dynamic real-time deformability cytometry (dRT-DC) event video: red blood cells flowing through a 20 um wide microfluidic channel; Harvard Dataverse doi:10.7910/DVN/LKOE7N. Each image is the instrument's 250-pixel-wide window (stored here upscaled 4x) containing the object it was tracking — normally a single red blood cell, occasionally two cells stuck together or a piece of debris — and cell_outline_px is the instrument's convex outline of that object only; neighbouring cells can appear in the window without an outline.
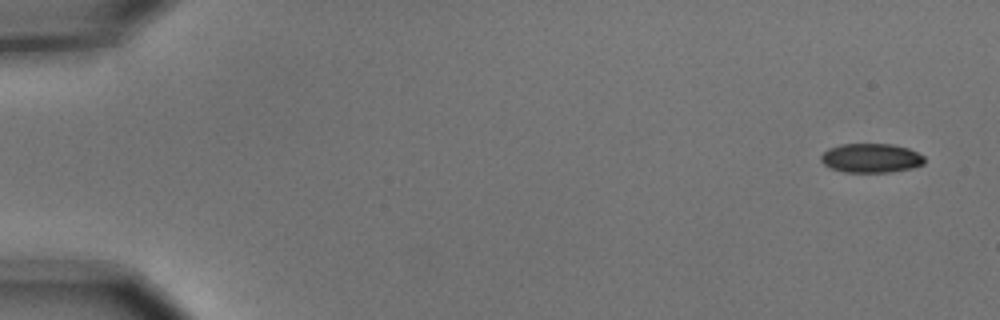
{"species": "common noctule bat (a hibernating species)", "species_latin": "Nyctalus noctula", "temperature_condition": "cold", "stored_images_in_passage": 6, "segment_of_instrument_passage": [1, 2], "camera_frame_rate_fps": 3000, "um_per_image_px": 0.085, "animal": {"sex": "male", "body_mass_g": 15.6}, "frame": {"image": 1, "passage_image": 1, "time_ms": 0.0, "image_size_px": [1000, 320], "cell_outline_px": [[924, 164], [912, 168], [888, 172], [844, 172], [832, 168], [824, 164], [820, 160], [820, 156], [828, 148], [840, 144], [892, 144], [908, 148], [924, 156]], "centroid_in_image_um": [74.03, 13.43], "position_along_channel_um": 11.0, "area_um2": 17.57}}